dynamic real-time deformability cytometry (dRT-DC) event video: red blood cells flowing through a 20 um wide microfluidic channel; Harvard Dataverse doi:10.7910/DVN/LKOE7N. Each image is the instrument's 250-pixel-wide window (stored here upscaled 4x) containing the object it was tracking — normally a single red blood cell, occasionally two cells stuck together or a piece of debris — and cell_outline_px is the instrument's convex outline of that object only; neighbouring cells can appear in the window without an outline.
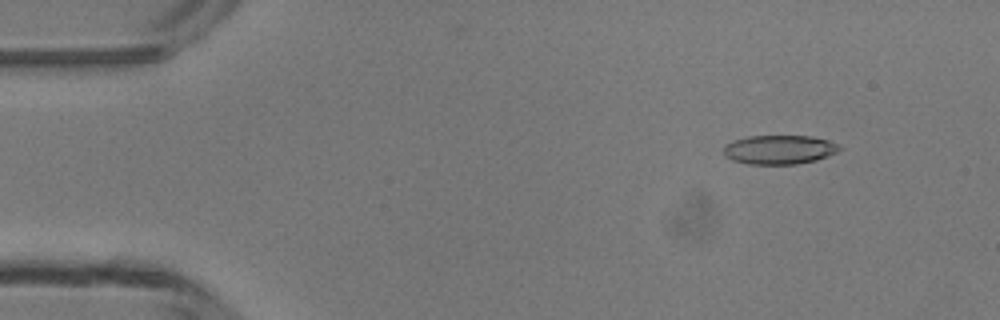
{"species": "common noctule bat (a hibernating species)", "species_latin": "Nyctalus noctula", "temperature_condition": "room temperature", "stored_images_in_passage": 47, "camera_frame_rate_fps": 3000, "um_per_image_px": 0.085, "animal": {"sex": "male", "body_mass_g": 13.3}, "frame": {"image": 1, "passage_image": 6, "time_ms": 1.667, "image_size_px": [1000, 320], "cell_outline_px": [[844, 148], [828, 156], [816, 160], [796, 164], [748, 164], [732, 160], [724, 156], [724, 148], [728, 144], [736, 140], [748, 136], [812, 136], [828, 140]], "centroid_in_image_um": [66.27, 12.72], "position_along_channel_um": 18.7, "area_um2": 19.54}}
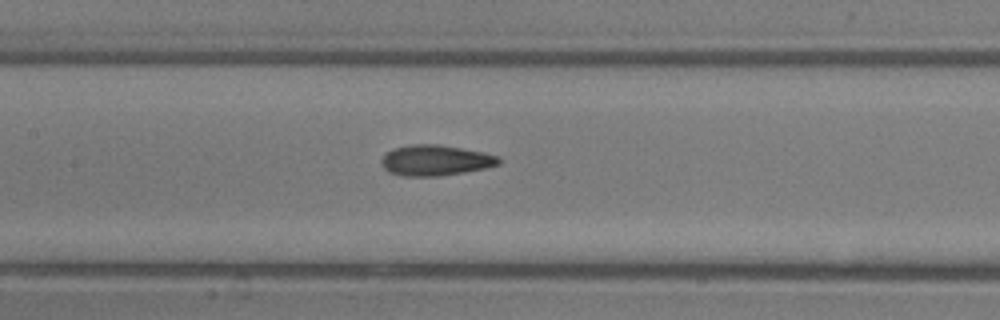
{"frame": {"image": 2, "passage_image": 23, "time_ms": 7.333, "image_size_px": [1000, 320], "cell_outline_px": [[500, 164], [484, 168], [464, 172], [440, 176], [404, 176], [388, 172], [380, 164], [380, 160], [392, 148], [408, 144], [440, 144], [484, 152], [500, 156]], "centroid_in_image_um": [37.0, 13.62], "position_along_channel_um": 170.4, "area_um2": 21.15}}
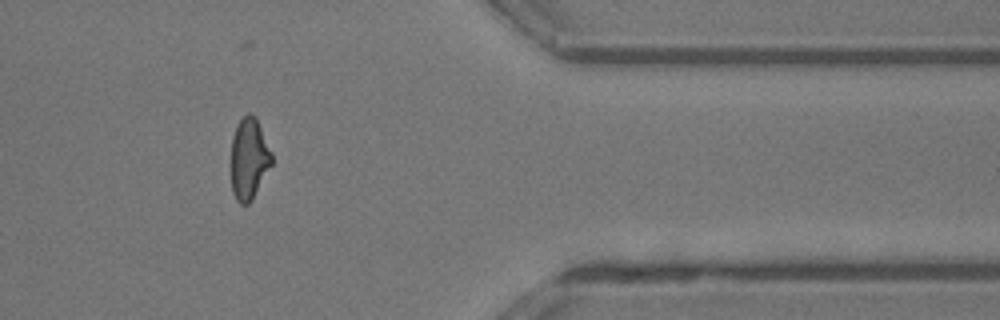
{"frame": {"image": 3, "passage_image": 40, "time_ms": 13.0, "image_size_px": [1000, 320], "cell_outline_px": [[272, 164], [252, 200], [248, 204], [240, 204], [236, 200], [232, 192], [228, 164], [232, 136], [236, 124], [248, 112], [256, 116], [272, 152]], "centroid_in_image_um": [21.11, 13.5], "position_along_channel_um": 390.3, "area_um2": 20.17}, "authors_computed_cell_mechanics": {"area_um2": 20.2878, "velocity_mm_per_s": 4.2898, "shape_relaxation_time_tau1_ms": 5.257, "shape_relaxation_time_tau2_ms": 2.1883, "deformation_change_tau1": 0.1357, "deformation_change_tau2": 0.1023}}